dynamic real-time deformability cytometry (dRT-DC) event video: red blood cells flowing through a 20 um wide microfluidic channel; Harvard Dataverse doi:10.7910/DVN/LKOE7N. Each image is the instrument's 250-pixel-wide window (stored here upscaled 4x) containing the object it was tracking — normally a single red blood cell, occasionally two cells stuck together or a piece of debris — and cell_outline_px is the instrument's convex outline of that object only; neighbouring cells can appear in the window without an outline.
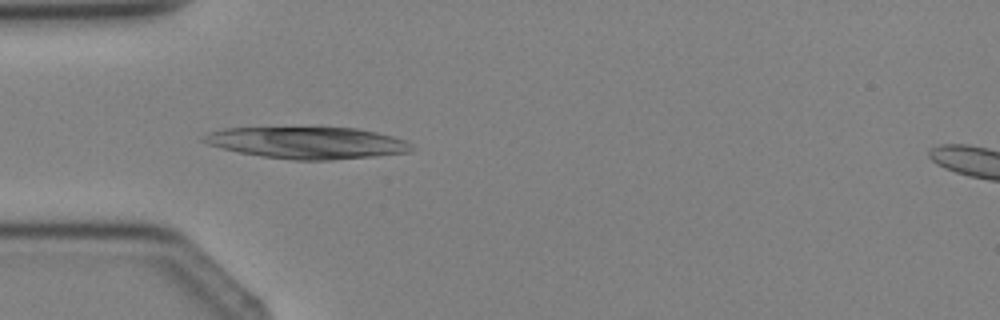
{"species": "Egyptian fruit bat (a non-hibernating species)", "species_latin": "Rousettus aegyptiacus", "temperature_condition": "cold", "stored_images_in_passage": 1, "camera_frame_rate_fps": 3000, "um_per_image_px": 0.085, "animal": {"sex": "female"}, "frame": {"image": 1, "passage_image": 1, "time_ms": 0.0, "image_size_px": [1000, 320], "cell_outline_px": [[416, 148], [412, 152], [376, 156], [332, 160], [292, 160], [264, 156], [240, 152], [208, 144], [200, 140], [208, 132], [224, 128], [356, 128], [376, 132], [392, 136], [404, 140]], "centroid_in_image_um": [26.17, 12.14], "position_along_channel_um": 58.8, "area_um2": 38.26}}